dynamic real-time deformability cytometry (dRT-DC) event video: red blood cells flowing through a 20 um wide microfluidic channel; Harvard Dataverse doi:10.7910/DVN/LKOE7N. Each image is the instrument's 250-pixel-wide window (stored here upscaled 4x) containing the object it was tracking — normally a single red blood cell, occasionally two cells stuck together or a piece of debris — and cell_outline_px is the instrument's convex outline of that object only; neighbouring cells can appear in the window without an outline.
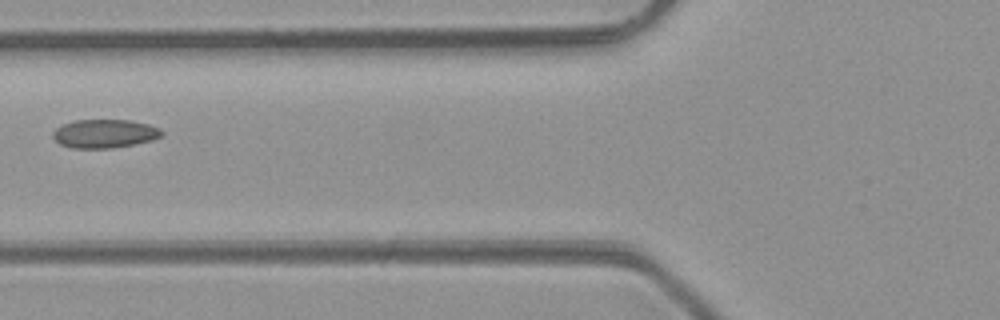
{"species": "common noctule bat (a hibernating species)", "species_latin": "Nyctalus noctula", "temperature_condition": "room temperature", "stored_images_in_passage": 6, "camera_frame_rate_fps": 3000, "um_per_image_px": 0.085, "animal": {"sex": "male", "body_mass_g": 23.1, "forearm_length_mm": 52.7}, "frame": {"image": 1, "passage_image": 6, "time_ms": 5.667, "image_size_px": [1000, 320], "cell_outline_px": [[164, 132], [160, 136], [152, 140], [112, 148], [72, 148], [60, 144], [52, 136], [52, 132], [56, 128], [64, 124], [76, 120], [128, 120], [148, 124], [160, 128]], "centroid_in_image_um": [8.88, 11.36], "position_along_channel_um": 116.9, "area_um2": 17.98}}